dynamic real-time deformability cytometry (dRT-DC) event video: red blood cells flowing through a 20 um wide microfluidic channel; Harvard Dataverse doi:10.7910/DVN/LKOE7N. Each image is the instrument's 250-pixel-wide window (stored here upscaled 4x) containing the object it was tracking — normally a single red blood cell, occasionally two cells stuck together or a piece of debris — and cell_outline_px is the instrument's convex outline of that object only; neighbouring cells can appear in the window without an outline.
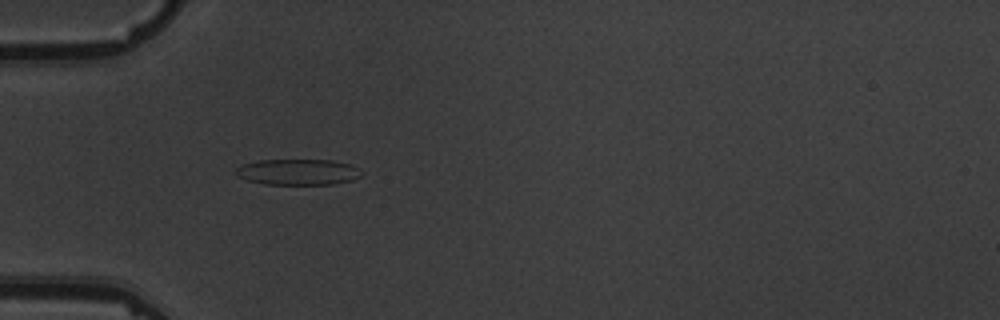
{"species": "common noctule bat (a hibernating species)", "species_latin": "Nyctalus noctula", "temperature_condition": "warm", "stored_images_in_passage": 6, "camera_frame_rate_fps": 3000, "um_per_image_px": 0.085, "animal": {"sex": "male", "body_mass_g": 19.5, "forearm_length_mm": 54.6}, "frame": {"image": 1, "passage_image": 6, "time_ms": 6.0, "image_size_px": [1000, 320], "cell_outline_px": [[364, 172], [360, 176], [352, 180], [332, 184], [264, 184], [248, 180], [236, 176], [236, 168], [244, 164], [260, 160], [332, 160], [352, 164], [360, 168]], "centroid_in_image_um": [25.38, 14.61], "position_along_channel_um": 59.6, "area_um2": 19.02}}